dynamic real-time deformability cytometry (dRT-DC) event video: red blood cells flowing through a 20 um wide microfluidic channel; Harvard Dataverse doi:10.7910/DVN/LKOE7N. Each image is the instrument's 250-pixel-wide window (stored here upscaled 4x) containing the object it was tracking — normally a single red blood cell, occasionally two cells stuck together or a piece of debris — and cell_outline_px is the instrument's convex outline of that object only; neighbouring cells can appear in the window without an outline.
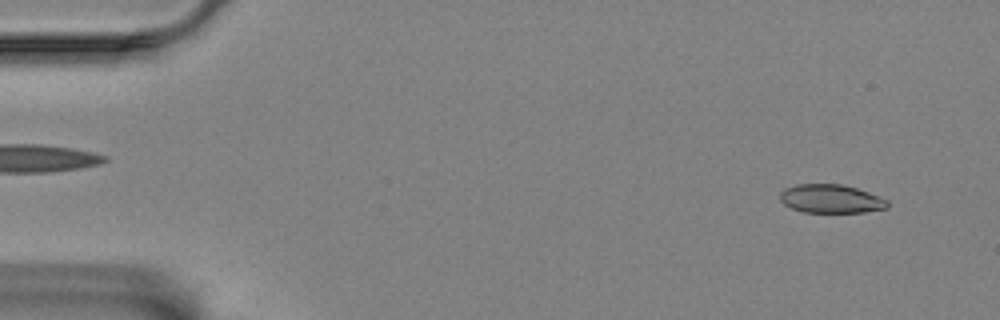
{"species": "Egyptian fruit bat (a non-hibernating species)", "species_latin": "Rousettus aegyptiacus", "temperature_condition": "room temperature", "stored_images_in_passage": 56, "camera_frame_rate_fps": 3000, "um_per_image_px": 0.085, "animal": {"sex": "female"}, "frame": {"image": 1, "passage_image": 4, "time_ms": 1.0, "image_size_px": [1000, 320], "cell_outline_px": [[888, 208], [864, 212], [804, 212], [792, 208], [784, 204], [780, 200], [780, 192], [784, 188], [796, 184], [840, 184], [856, 188], [868, 192], [888, 200]], "centroid_in_image_um": [70.61, 16.89], "position_along_channel_um": 14.4, "area_um2": 17.86}}
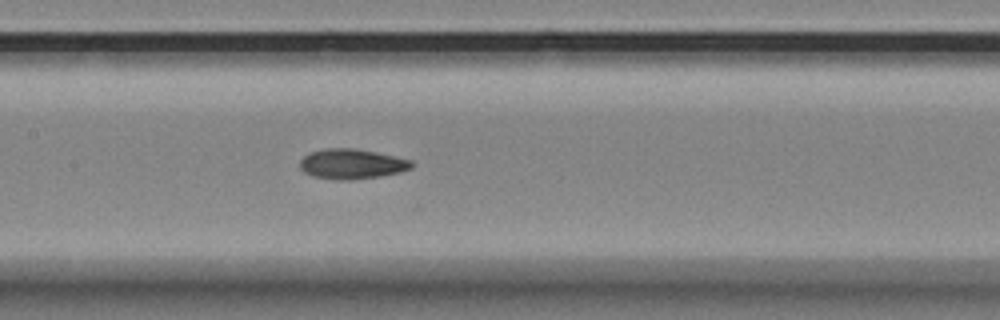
{"frame": {"image": 2, "passage_image": 27, "time_ms": 8.667, "image_size_px": [1000, 320], "cell_outline_px": [[412, 168], [400, 172], [380, 176], [352, 180], [336, 180], [312, 176], [304, 172], [300, 168], [300, 160], [308, 152], [324, 148], [356, 148], [376, 152], [412, 160]], "centroid_in_image_um": [29.87, 13.93], "position_along_channel_um": 177.5, "area_um2": 19.71}}
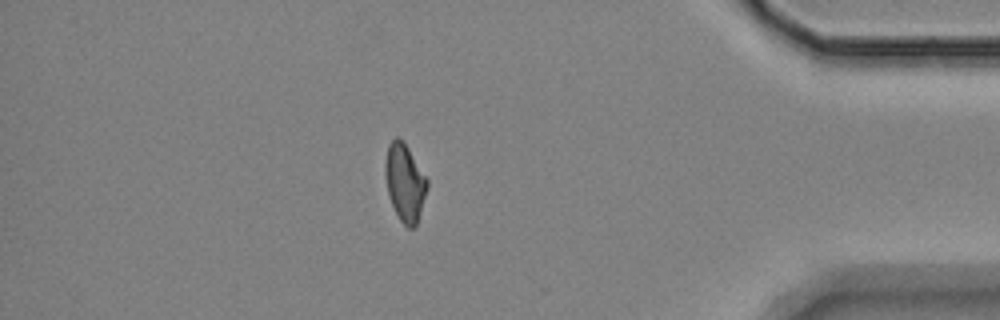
{"frame": {"image": 3, "passage_image": 49, "time_ms": 16.0, "image_size_px": [1000, 320], "cell_outline_px": [[428, 188], [416, 224], [412, 228], [408, 228], [400, 220], [392, 204], [388, 192], [384, 172], [384, 164], [388, 144], [396, 136], [408, 148], [428, 180]], "centroid_in_image_um": [34.4, 15.51], "position_along_channel_um": 400.8, "area_um2": 18.61}, "authors_computed_cell_mechanics": {"area_um2": 18.9295, "velocity_mm_per_s": 3.5244, "shape_relaxation_time_tau1_ms": 7.7566, "shape_relaxation_time_tau2_ms": 4.1654, "deformation_change_tau1": 0.1604, "deformation_change_tau2": 0.0845}}